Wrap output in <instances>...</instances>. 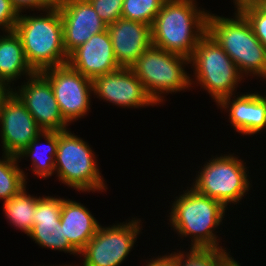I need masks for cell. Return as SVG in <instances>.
<instances>
[{
    "label": "cell",
    "instance_id": "1",
    "mask_svg": "<svg viewBox=\"0 0 266 266\" xmlns=\"http://www.w3.org/2000/svg\"><path fill=\"white\" fill-rule=\"evenodd\" d=\"M196 4V0H166L151 26L152 45L190 59L207 33L209 11Z\"/></svg>",
    "mask_w": 266,
    "mask_h": 266
},
{
    "label": "cell",
    "instance_id": "2",
    "mask_svg": "<svg viewBox=\"0 0 266 266\" xmlns=\"http://www.w3.org/2000/svg\"><path fill=\"white\" fill-rule=\"evenodd\" d=\"M44 15L20 13L14 27L23 45L28 65L34 72L67 64L63 28L58 7L44 10Z\"/></svg>",
    "mask_w": 266,
    "mask_h": 266
},
{
    "label": "cell",
    "instance_id": "3",
    "mask_svg": "<svg viewBox=\"0 0 266 266\" xmlns=\"http://www.w3.org/2000/svg\"><path fill=\"white\" fill-rule=\"evenodd\" d=\"M169 222L174 232L191 238L194 248H223L220 238L214 232L225 216L226 208L220 201L197 192L190 187L183 194L175 197ZM220 245V246H219Z\"/></svg>",
    "mask_w": 266,
    "mask_h": 266
},
{
    "label": "cell",
    "instance_id": "4",
    "mask_svg": "<svg viewBox=\"0 0 266 266\" xmlns=\"http://www.w3.org/2000/svg\"><path fill=\"white\" fill-rule=\"evenodd\" d=\"M234 17L209 12L207 33L222 47L245 77L266 79V47L255 36L245 15L237 10Z\"/></svg>",
    "mask_w": 266,
    "mask_h": 266
},
{
    "label": "cell",
    "instance_id": "5",
    "mask_svg": "<svg viewBox=\"0 0 266 266\" xmlns=\"http://www.w3.org/2000/svg\"><path fill=\"white\" fill-rule=\"evenodd\" d=\"M192 64V65H191ZM190 65L194 68V79L218 104L223 98L235 95L243 75L222 47L206 33L197 44Z\"/></svg>",
    "mask_w": 266,
    "mask_h": 266
},
{
    "label": "cell",
    "instance_id": "6",
    "mask_svg": "<svg viewBox=\"0 0 266 266\" xmlns=\"http://www.w3.org/2000/svg\"><path fill=\"white\" fill-rule=\"evenodd\" d=\"M94 154L89 144L69 129L59 131L55 157V173L59 181L79 192L106 191L107 186Z\"/></svg>",
    "mask_w": 266,
    "mask_h": 266
},
{
    "label": "cell",
    "instance_id": "7",
    "mask_svg": "<svg viewBox=\"0 0 266 266\" xmlns=\"http://www.w3.org/2000/svg\"><path fill=\"white\" fill-rule=\"evenodd\" d=\"M190 59L151 45L131 66L150 98L159 105L162 95L191 88V77L185 71ZM161 102V103H160Z\"/></svg>",
    "mask_w": 266,
    "mask_h": 266
},
{
    "label": "cell",
    "instance_id": "8",
    "mask_svg": "<svg viewBox=\"0 0 266 266\" xmlns=\"http://www.w3.org/2000/svg\"><path fill=\"white\" fill-rule=\"evenodd\" d=\"M234 155L212 156L204 167L201 166L191 185L197 192L220 201L226 208L229 204L239 203L251 188L246 162Z\"/></svg>",
    "mask_w": 266,
    "mask_h": 266
},
{
    "label": "cell",
    "instance_id": "9",
    "mask_svg": "<svg viewBox=\"0 0 266 266\" xmlns=\"http://www.w3.org/2000/svg\"><path fill=\"white\" fill-rule=\"evenodd\" d=\"M127 222L116 223L108 227L100 225L95 236L79 253L80 257L84 256L83 266H119L122 264L137 241L142 228L139 218H132Z\"/></svg>",
    "mask_w": 266,
    "mask_h": 266
},
{
    "label": "cell",
    "instance_id": "10",
    "mask_svg": "<svg viewBox=\"0 0 266 266\" xmlns=\"http://www.w3.org/2000/svg\"><path fill=\"white\" fill-rule=\"evenodd\" d=\"M51 84L64 120L71 122L89 113L92 80L71 68L68 64L48 68L40 72Z\"/></svg>",
    "mask_w": 266,
    "mask_h": 266
},
{
    "label": "cell",
    "instance_id": "11",
    "mask_svg": "<svg viewBox=\"0 0 266 266\" xmlns=\"http://www.w3.org/2000/svg\"><path fill=\"white\" fill-rule=\"evenodd\" d=\"M0 137L3 155L17 156L43 130L10 90L0 102Z\"/></svg>",
    "mask_w": 266,
    "mask_h": 266
},
{
    "label": "cell",
    "instance_id": "12",
    "mask_svg": "<svg viewBox=\"0 0 266 266\" xmlns=\"http://www.w3.org/2000/svg\"><path fill=\"white\" fill-rule=\"evenodd\" d=\"M25 79L27 82L24 81V84L12 88L11 91L25 105L38 126L43 131L67 130L69 124L60 112L50 82L40 72Z\"/></svg>",
    "mask_w": 266,
    "mask_h": 266
},
{
    "label": "cell",
    "instance_id": "13",
    "mask_svg": "<svg viewBox=\"0 0 266 266\" xmlns=\"http://www.w3.org/2000/svg\"><path fill=\"white\" fill-rule=\"evenodd\" d=\"M94 95L123 108L155 106L131 67H120L92 79Z\"/></svg>",
    "mask_w": 266,
    "mask_h": 266
},
{
    "label": "cell",
    "instance_id": "14",
    "mask_svg": "<svg viewBox=\"0 0 266 266\" xmlns=\"http://www.w3.org/2000/svg\"><path fill=\"white\" fill-rule=\"evenodd\" d=\"M65 52L69 55L87 42L92 35L107 29V25L88 0H59Z\"/></svg>",
    "mask_w": 266,
    "mask_h": 266
},
{
    "label": "cell",
    "instance_id": "15",
    "mask_svg": "<svg viewBox=\"0 0 266 266\" xmlns=\"http://www.w3.org/2000/svg\"><path fill=\"white\" fill-rule=\"evenodd\" d=\"M62 209V198L53 196L38 197L36 211L33 217V228L29 236L42 248L64 251L79 255L64 237L60 217Z\"/></svg>",
    "mask_w": 266,
    "mask_h": 266
},
{
    "label": "cell",
    "instance_id": "16",
    "mask_svg": "<svg viewBox=\"0 0 266 266\" xmlns=\"http://www.w3.org/2000/svg\"><path fill=\"white\" fill-rule=\"evenodd\" d=\"M67 64L91 80L121 67L115 58L107 29L92 35L87 42L73 50L68 55Z\"/></svg>",
    "mask_w": 266,
    "mask_h": 266
},
{
    "label": "cell",
    "instance_id": "17",
    "mask_svg": "<svg viewBox=\"0 0 266 266\" xmlns=\"http://www.w3.org/2000/svg\"><path fill=\"white\" fill-rule=\"evenodd\" d=\"M107 31L121 67H131L152 45L151 25L142 22L120 18L108 25Z\"/></svg>",
    "mask_w": 266,
    "mask_h": 266
},
{
    "label": "cell",
    "instance_id": "18",
    "mask_svg": "<svg viewBox=\"0 0 266 266\" xmlns=\"http://www.w3.org/2000/svg\"><path fill=\"white\" fill-rule=\"evenodd\" d=\"M236 96H227L217 104L222 111L224 109L229 113V122L234 130L242 135H254L263 131L266 128L265 94L255 92Z\"/></svg>",
    "mask_w": 266,
    "mask_h": 266
},
{
    "label": "cell",
    "instance_id": "19",
    "mask_svg": "<svg viewBox=\"0 0 266 266\" xmlns=\"http://www.w3.org/2000/svg\"><path fill=\"white\" fill-rule=\"evenodd\" d=\"M60 223L65 239L78 254L101 225L86 206L65 198H62Z\"/></svg>",
    "mask_w": 266,
    "mask_h": 266
},
{
    "label": "cell",
    "instance_id": "20",
    "mask_svg": "<svg viewBox=\"0 0 266 266\" xmlns=\"http://www.w3.org/2000/svg\"><path fill=\"white\" fill-rule=\"evenodd\" d=\"M35 72L28 65L23 45L15 31L0 35V82L11 90L10 84H14L21 76H32Z\"/></svg>",
    "mask_w": 266,
    "mask_h": 266
},
{
    "label": "cell",
    "instance_id": "21",
    "mask_svg": "<svg viewBox=\"0 0 266 266\" xmlns=\"http://www.w3.org/2000/svg\"><path fill=\"white\" fill-rule=\"evenodd\" d=\"M44 138L46 145L39 149L40 138ZM58 145V131H43L33 139L27 148L17 155V159L31 157L32 173L41 178H49L55 173V157Z\"/></svg>",
    "mask_w": 266,
    "mask_h": 266
},
{
    "label": "cell",
    "instance_id": "22",
    "mask_svg": "<svg viewBox=\"0 0 266 266\" xmlns=\"http://www.w3.org/2000/svg\"><path fill=\"white\" fill-rule=\"evenodd\" d=\"M38 197H34L26 191V187L11 199L4 201V215L10 225L29 234L33 228V215L36 211Z\"/></svg>",
    "mask_w": 266,
    "mask_h": 266
},
{
    "label": "cell",
    "instance_id": "23",
    "mask_svg": "<svg viewBox=\"0 0 266 266\" xmlns=\"http://www.w3.org/2000/svg\"><path fill=\"white\" fill-rule=\"evenodd\" d=\"M226 248H194L189 252L179 251L168 255L176 266H227L233 259Z\"/></svg>",
    "mask_w": 266,
    "mask_h": 266
},
{
    "label": "cell",
    "instance_id": "24",
    "mask_svg": "<svg viewBox=\"0 0 266 266\" xmlns=\"http://www.w3.org/2000/svg\"><path fill=\"white\" fill-rule=\"evenodd\" d=\"M17 156L3 155L0 159V199L9 200L26 187L27 176L18 165Z\"/></svg>",
    "mask_w": 266,
    "mask_h": 266
},
{
    "label": "cell",
    "instance_id": "25",
    "mask_svg": "<svg viewBox=\"0 0 266 266\" xmlns=\"http://www.w3.org/2000/svg\"><path fill=\"white\" fill-rule=\"evenodd\" d=\"M166 0H124L122 18L153 24L155 17Z\"/></svg>",
    "mask_w": 266,
    "mask_h": 266
},
{
    "label": "cell",
    "instance_id": "26",
    "mask_svg": "<svg viewBox=\"0 0 266 266\" xmlns=\"http://www.w3.org/2000/svg\"><path fill=\"white\" fill-rule=\"evenodd\" d=\"M240 11L248 19L255 36L266 47V0L244 6Z\"/></svg>",
    "mask_w": 266,
    "mask_h": 266
},
{
    "label": "cell",
    "instance_id": "27",
    "mask_svg": "<svg viewBox=\"0 0 266 266\" xmlns=\"http://www.w3.org/2000/svg\"><path fill=\"white\" fill-rule=\"evenodd\" d=\"M99 15L101 20L108 26L122 18L124 0H88Z\"/></svg>",
    "mask_w": 266,
    "mask_h": 266
},
{
    "label": "cell",
    "instance_id": "28",
    "mask_svg": "<svg viewBox=\"0 0 266 266\" xmlns=\"http://www.w3.org/2000/svg\"><path fill=\"white\" fill-rule=\"evenodd\" d=\"M20 13L10 0H0V29L5 32L14 31Z\"/></svg>",
    "mask_w": 266,
    "mask_h": 266
},
{
    "label": "cell",
    "instance_id": "29",
    "mask_svg": "<svg viewBox=\"0 0 266 266\" xmlns=\"http://www.w3.org/2000/svg\"><path fill=\"white\" fill-rule=\"evenodd\" d=\"M19 13L25 12L26 9L31 11H43L57 7L59 0H10ZM25 10V11H23Z\"/></svg>",
    "mask_w": 266,
    "mask_h": 266
},
{
    "label": "cell",
    "instance_id": "30",
    "mask_svg": "<svg viewBox=\"0 0 266 266\" xmlns=\"http://www.w3.org/2000/svg\"><path fill=\"white\" fill-rule=\"evenodd\" d=\"M146 266H176V262L169 255L154 257L149 260Z\"/></svg>",
    "mask_w": 266,
    "mask_h": 266
},
{
    "label": "cell",
    "instance_id": "31",
    "mask_svg": "<svg viewBox=\"0 0 266 266\" xmlns=\"http://www.w3.org/2000/svg\"><path fill=\"white\" fill-rule=\"evenodd\" d=\"M259 0H233L235 10H240L242 7L251 5V4H256Z\"/></svg>",
    "mask_w": 266,
    "mask_h": 266
},
{
    "label": "cell",
    "instance_id": "32",
    "mask_svg": "<svg viewBox=\"0 0 266 266\" xmlns=\"http://www.w3.org/2000/svg\"><path fill=\"white\" fill-rule=\"evenodd\" d=\"M8 90L1 82H0V102L2 98L9 92Z\"/></svg>",
    "mask_w": 266,
    "mask_h": 266
},
{
    "label": "cell",
    "instance_id": "33",
    "mask_svg": "<svg viewBox=\"0 0 266 266\" xmlns=\"http://www.w3.org/2000/svg\"><path fill=\"white\" fill-rule=\"evenodd\" d=\"M42 266H44V265H42ZM45 266H46V265H45ZM53 266H54V265H53ZM60 266H62V265H60ZM63 266H75V265H71V264H70V265H67V264L64 265V264H63ZM77 266H78V265H77Z\"/></svg>",
    "mask_w": 266,
    "mask_h": 266
}]
</instances>
